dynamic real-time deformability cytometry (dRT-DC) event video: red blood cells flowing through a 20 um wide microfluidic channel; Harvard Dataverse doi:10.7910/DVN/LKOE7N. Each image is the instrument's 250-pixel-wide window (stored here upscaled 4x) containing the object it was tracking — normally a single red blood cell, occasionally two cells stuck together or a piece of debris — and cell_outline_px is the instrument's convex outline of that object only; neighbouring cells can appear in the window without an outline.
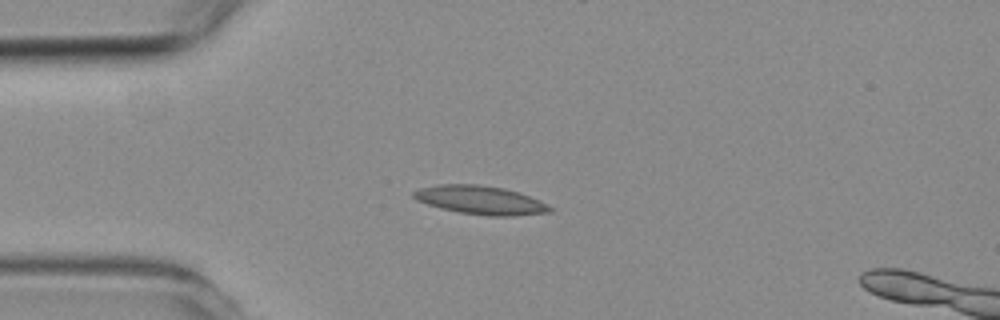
{"species": "common noctule bat (a hibernating species)", "species_latin": "Nyctalus noctula", "temperature_condition": "room temperature", "stored_images_in_passage": 7, "camera_frame_rate_fps": 3000, "um_per_image_px": 0.085, "animal": {"sex": "female", "body_mass_g": 19.3, "forearm_length_mm": 54.1}, "frame": {"image": 1, "passage_image": 2, "time_ms": 2.333, "image_size_px": [1000, 320], "cell_outline_px": [[552, 212], [512, 216], [488, 216], [460, 212], [440, 208], [416, 200], [412, 196], [412, 192], [420, 188], [436, 184], [476, 184], [504, 188], [520, 192], [540, 200], [548, 204], [552, 208]], "centroid_in_image_um": [40.85, 17.0], "position_along_channel_um": 44.1, "area_um2": 22.83}}
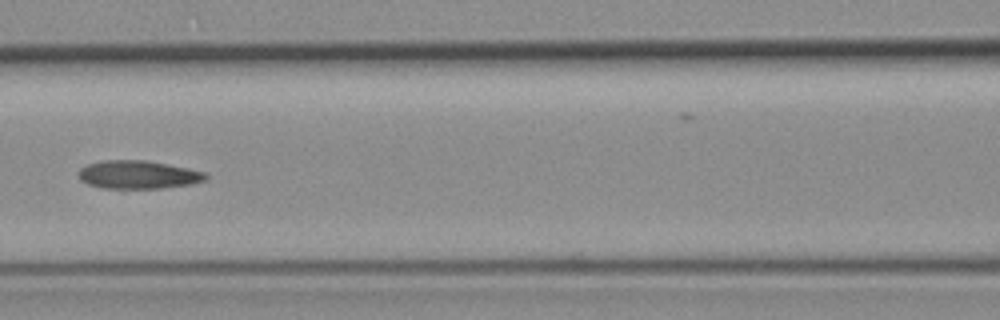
{"frame": {"image": 2, "passage_image": 5, "time_ms": 5.667, "image_size_px": [1000, 320], "cell_outline_px": [[208, 180], [192, 184], [160, 188], [100, 188], [88, 184], [80, 180], [80, 168], [88, 164], [104, 160], [144, 160], [168, 164], [188, 168], [204, 172], [208, 176]], "centroid_in_image_um": [11.77, 14.85], "position_along_channel_um": 154.8, "area_um2": 20.87}}
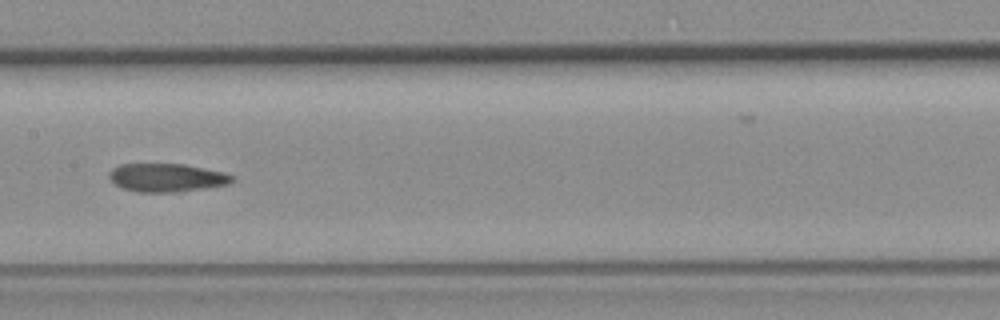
{"frame": {"image": 3, "passage_image": 6, "time_ms": 6.667, "image_size_px": [1000, 320], "cell_outline_px": [[236, 180], [228, 184], [180, 192], [140, 192], [124, 188], [116, 184], [108, 176], [108, 172], [112, 168], [120, 164], [184, 164], [224, 172], [236, 176]], "centroid_in_image_um": [14.21, 15.09], "position_along_channel_um": 193.2, "area_um2": 20.35}}